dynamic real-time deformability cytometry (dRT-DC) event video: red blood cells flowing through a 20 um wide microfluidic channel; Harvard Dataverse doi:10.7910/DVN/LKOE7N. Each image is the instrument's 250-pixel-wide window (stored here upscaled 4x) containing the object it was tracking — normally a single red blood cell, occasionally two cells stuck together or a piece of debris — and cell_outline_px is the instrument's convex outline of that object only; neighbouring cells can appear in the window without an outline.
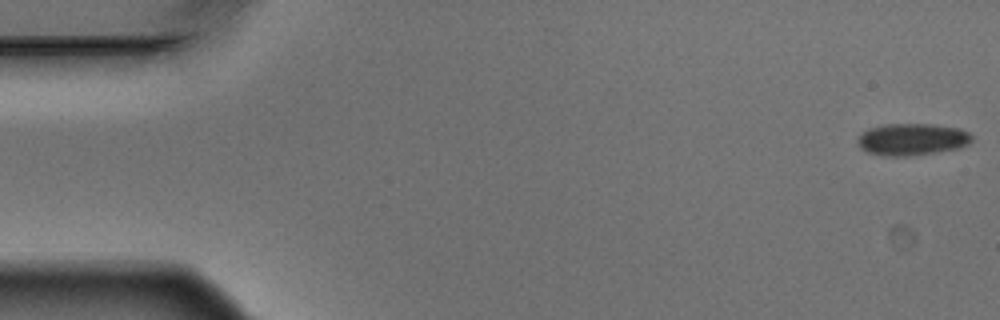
{"species": "Egyptian fruit bat (a non-hibernating species)", "species_latin": "Rousettus aegyptiacus", "temperature_condition": "warm", "stored_images_in_passage": 4, "camera_frame_rate_fps": 3000, "um_per_image_px": 0.085, "animal": {"sex": "male"}, "frame": {"image": 1, "passage_image": 1, "time_ms": 0.0, "image_size_px": [1000, 320], "cell_outline_px": [[972, 140], [968, 144], [960, 148], [936, 152], [908, 156], [884, 156], [868, 152], [860, 148], [856, 140], [860, 132], [868, 128], [884, 124], [932, 124], [960, 128], [968, 132], [972, 136]], "centroid_in_image_um": [77.49, 11.84], "position_along_channel_um": 7.5, "area_um2": 21.5}}
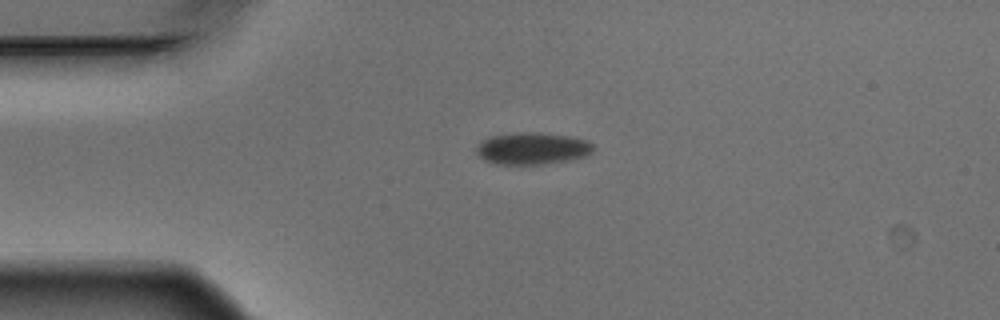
{"frame": {"image": 2, "passage_image": 4, "time_ms": 1.0, "image_size_px": [1000, 320], "cell_outline_px": [[592, 152], [584, 156], [568, 160], [540, 164], [496, 164], [484, 160], [476, 152], [476, 148], [488, 136], [516, 132], [540, 132], [568, 136], [588, 140], [592, 144]], "centroid_in_image_um": [45.22, 12.6], "position_along_channel_um": 39.8, "area_um2": 21.68}}